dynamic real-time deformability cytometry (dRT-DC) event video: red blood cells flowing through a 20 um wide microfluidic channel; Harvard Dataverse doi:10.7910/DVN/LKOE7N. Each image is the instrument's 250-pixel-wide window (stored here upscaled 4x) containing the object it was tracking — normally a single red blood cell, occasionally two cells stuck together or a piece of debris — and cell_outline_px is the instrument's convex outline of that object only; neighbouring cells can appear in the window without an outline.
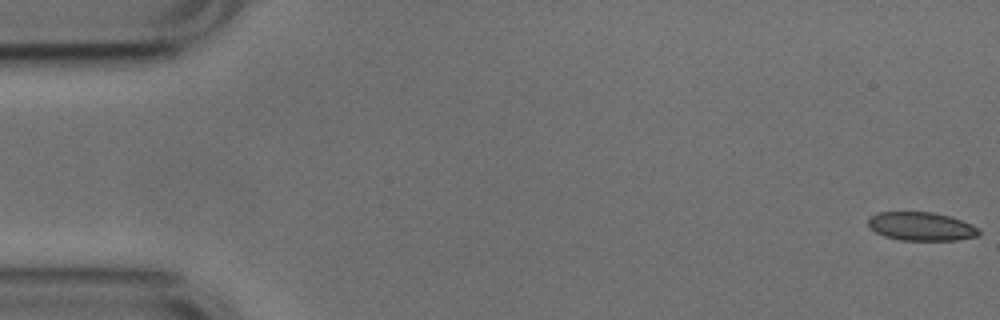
{"species": "common noctule bat (a hibernating species)", "species_latin": "Nyctalus noctula", "temperature_condition": "cold", "stored_images_in_passage": 17, "camera_frame_rate_fps": 3000, "um_per_image_px": 0.085, "animal": {"sex": "male", "body_mass_g": 17.9, "forearm_length_mm": 54.2}, "frame": {"image": 1, "passage_image": 1, "time_ms": 0.0, "image_size_px": [1000, 320], "cell_outline_px": [[980, 236], [956, 240], [900, 240], [884, 236], [868, 228], [868, 220], [872, 216], [880, 212], [932, 212], [948, 216], [972, 224], [980, 228]], "centroid_in_image_um": [78.32, 19.25], "position_along_channel_um": 6.7, "area_um2": 18.44}}